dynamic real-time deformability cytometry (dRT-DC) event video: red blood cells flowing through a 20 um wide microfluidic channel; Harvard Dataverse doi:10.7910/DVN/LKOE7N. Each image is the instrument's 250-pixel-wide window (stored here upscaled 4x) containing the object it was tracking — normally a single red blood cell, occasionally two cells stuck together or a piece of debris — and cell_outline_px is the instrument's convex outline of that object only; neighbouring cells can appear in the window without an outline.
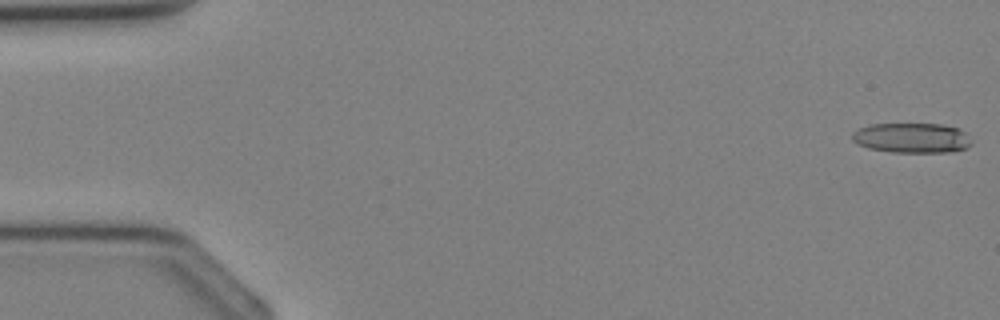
{"species": "Egyptian fruit bat (a non-hibernating species)", "species_latin": "Rousettus aegyptiacus", "temperature_condition": "cold", "stored_images_in_passage": 10, "camera_frame_rate_fps": 3000, "um_per_image_px": 0.085, "animal": {"sex": "female"}, "frame": {"image": 1, "passage_image": 1, "time_ms": 0.0, "image_size_px": [1000, 320], "cell_outline_px": [[972, 144], [968, 148], [948, 152], [892, 152], [868, 148], [856, 144], [852, 140], [852, 132], [860, 128], [872, 124], [940, 124], [956, 128], [964, 132], [972, 140]], "centroid_in_image_um": [77.5, 11.73], "position_along_channel_um": 7.5, "area_um2": 20.87}}